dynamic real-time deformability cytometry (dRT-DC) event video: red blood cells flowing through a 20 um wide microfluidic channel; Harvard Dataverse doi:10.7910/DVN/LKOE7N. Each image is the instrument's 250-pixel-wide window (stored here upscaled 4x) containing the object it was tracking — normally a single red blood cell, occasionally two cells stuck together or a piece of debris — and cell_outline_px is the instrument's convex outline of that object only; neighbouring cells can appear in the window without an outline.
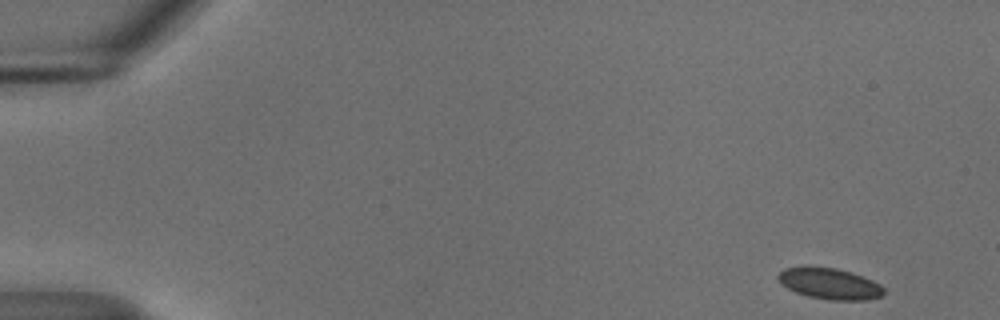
{"species": "common noctule bat (a hibernating species)", "species_latin": "Nyctalus noctula", "temperature_condition": "cold", "stored_images_in_passage": 54, "segment_of_instrument_passage": [1, 2], "camera_frame_rate_fps": 3000, "um_per_image_px": 0.085, "animal": {"sex": "male", "body_mass_g": 18.8}, "frame": {"image": 1, "passage_image": 1, "time_ms": 0.0, "image_size_px": [1000, 320], "cell_outline_px": [[884, 296], [868, 300], [828, 300], [808, 296], [796, 292], [780, 284], [776, 276], [784, 268], [836, 268], [852, 272], [864, 276], [880, 284], [884, 288]], "centroid_in_image_um": [70.57, 24.14], "position_along_channel_um": 14.4, "area_um2": 19.07}}
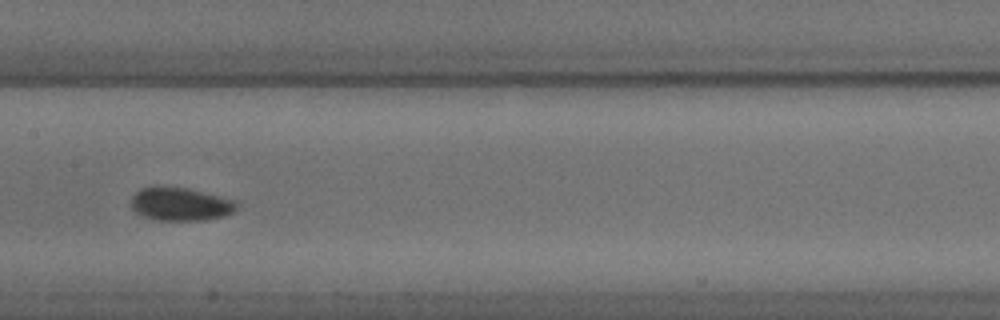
{"frame": {"image": 2, "passage_image": 26, "time_ms": 8.333, "image_size_px": [1000, 320], "cell_outline_px": [[240, 204], [232, 212], [224, 216], [204, 220], [156, 220], [144, 216], [136, 212], [132, 208], [132, 196], [140, 188], [152, 184], [156, 184], [188, 188], [220, 196], [232, 200]], "centroid_in_image_um": [15.3, 17.31], "position_along_channel_um": 192.1, "area_um2": 20.75}}
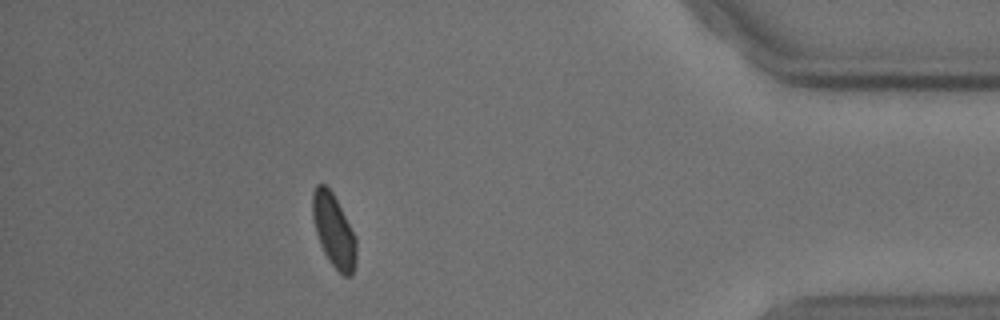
{"frame": {"image": 3, "passage_image": 47, "time_ms": 15.333, "image_size_px": [1000, 320], "cell_outline_px": [[356, 264], [352, 276], [344, 276], [332, 264], [324, 252], [320, 244], [316, 232], [312, 216], [312, 192], [316, 184], [324, 184], [332, 192], [356, 236]], "centroid_in_image_um": [28.37, 19.6], "position_along_channel_um": 406.8, "area_um2": 18.55}}